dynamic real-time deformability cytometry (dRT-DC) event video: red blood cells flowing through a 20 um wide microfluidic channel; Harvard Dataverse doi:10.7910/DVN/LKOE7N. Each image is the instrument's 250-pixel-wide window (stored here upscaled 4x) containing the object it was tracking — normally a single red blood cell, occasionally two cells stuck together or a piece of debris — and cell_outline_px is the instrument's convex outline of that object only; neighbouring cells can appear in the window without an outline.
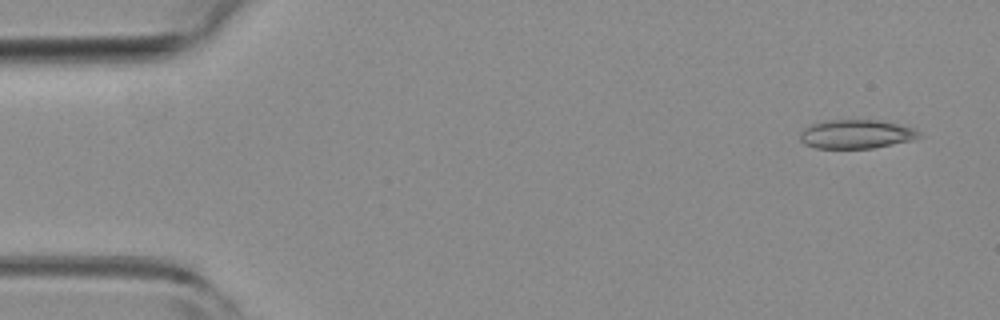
{"species": "common noctule bat (a hibernating species)", "species_latin": "Nyctalus noctula", "temperature_condition": "room temperature", "stored_images_in_passage": 5, "camera_frame_rate_fps": 3000, "um_per_image_px": 0.085, "animal": {"sex": "female", "body_mass_g": 19.3, "forearm_length_mm": 54.1}, "frame": {"image": 1, "passage_image": 1, "time_ms": 0.0, "image_size_px": [1000, 320], "cell_outline_px": [[924, 136], [912, 140], [872, 148], [816, 148], [804, 144], [800, 140], [800, 132], [808, 124], [828, 120], [880, 120], [916, 128]], "centroid_in_image_um": [72.79, 11.39], "position_along_channel_um": 12.2, "area_um2": 20.23}}
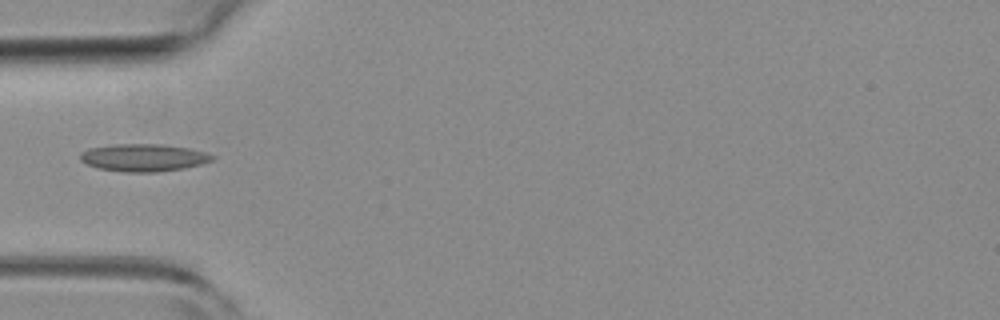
{"frame": {"image": 2, "passage_image": 4, "time_ms": 1.0, "image_size_px": [1000, 320], "cell_outline_px": [[216, 156], [212, 160], [200, 164], [184, 168], [156, 172], [124, 172], [96, 168], [80, 160], [80, 152], [88, 148], [112, 144], [164, 144], [188, 148], [204, 152]], "centroid_in_image_um": [12.16, 13.39], "position_along_channel_um": 72.8, "area_um2": 21.21}}
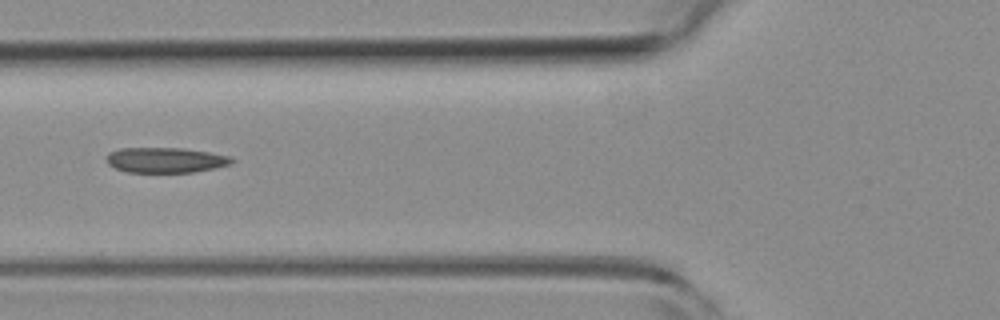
{"frame": {"image": 3, "passage_image": 5, "time_ms": 1.333, "image_size_px": [1000, 320], "cell_outline_px": [[236, 160], [232, 164], [216, 168], [192, 172], [128, 172], [116, 168], [108, 164], [104, 156], [108, 152], [120, 148], [184, 148], [232, 156]], "centroid_in_image_um": [14.09, 13.6], "position_along_channel_um": 111.7, "area_um2": 18.67}}